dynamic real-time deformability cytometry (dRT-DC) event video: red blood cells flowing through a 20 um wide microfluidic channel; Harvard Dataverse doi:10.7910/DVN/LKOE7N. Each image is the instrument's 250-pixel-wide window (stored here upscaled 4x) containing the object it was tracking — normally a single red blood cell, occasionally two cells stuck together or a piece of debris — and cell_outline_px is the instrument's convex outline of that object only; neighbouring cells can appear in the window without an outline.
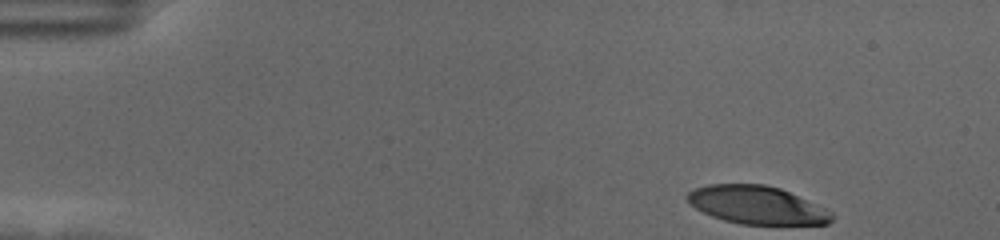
{"species": "human", "species_latin": "Homo sapiens", "temperature_condition": "cold", "stored_images_in_passage": 44, "camera_frame_rate_fps": 3000, "um_per_image_px": 0.085, "donor": {"sex": "female"}, "frame": {"image": 1, "passage_image": 1, "time_ms": 0.0, "image_size_px": [1000, 240], "cell_outline_px": [[832, 220], [828, 224], [740, 224], [724, 220], [712, 216], [688, 204], [684, 196], [688, 192], [696, 188], [708, 184], [764, 184], [780, 188], [824, 208], [832, 212]], "centroid_in_image_um": [64.28, 17.42], "position_along_channel_um": 20.7, "area_um2": 31.85}}
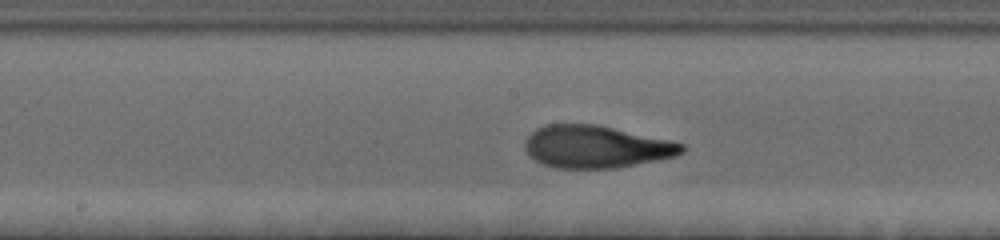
{"frame": {"image": 2, "passage_image": 25, "time_ms": 8.0, "image_size_px": [1000, 240], "cell_outline_px": [[684, 152], [676, 156], [616, 168], [556, 168], [544, 164], [536, 160], [524, 148], [524, 144], [528, 136], [536, 128], [544, 124], [596, 124], [672, 140], [684, 144]], "centroid_in_image_um": [50.68, 12.46], "position_along_channel_um": 197.5, "area_um2": 38.73}}
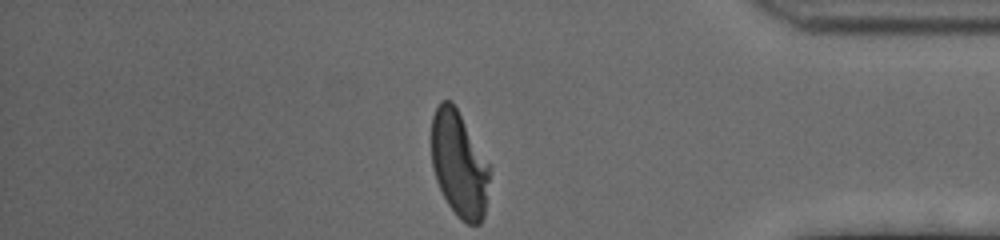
{"frame": {"image": 3, "passage_image": 44, "time_ms": 14.333, "image_size_px": [1000, 240], "cell_outline_px": [[488, 180], [484, 216], [480, 224], [468, 224], [460, 220], [456, 216], [448, 204], [436, 180], [432, 164], [432, 116], [440, 100], [452, 100], [488, 164]], "centroid_in_image_um": [38.99, 13.97], "position_along_channel_um": 396.2, "area_um2": 35.14}, "authors_computed_cell_mechanics": {"area_um2": 37.8301, "velocity_mm_per_s": 3.5179, "shape_relaxation_time_tau1_ms": 3.9987, "shape_relaxation_time_tau2_ms": 1.2674, "deformation_change_tau1": 0.2171, "deformation_change_tau2": 0.0824}}